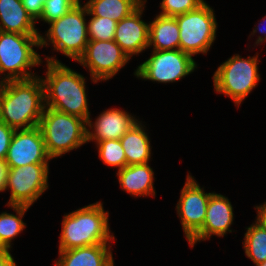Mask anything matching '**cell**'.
I'll return each mask as SVG.
<instances>
[{
    "instance_id": "cell-1",
    "label": "cell",
    "mask_w": 266,
    "mask_h": 266,
    "mask_svg": "<svg viewBox=\"0 0 266 266\" xmlns=\"http://www.w3.org/2000/svg\"><path fill=\"white\" fill-rule=\"evenodd\" d=\"M45 60L47 71L46 77L42 78L45 107L80 117L87 122L90 112L83 75L68 68L54 56Z\"/></svg>"
},
{
    "instance_id": "cell-2",
    "label": "cell",
    "mask_w": 266,
    "mask_h": 266,
    "mask_svg": "<svg viewBox=\"0 0 266 266\" xmlns=\"http://www.w3.org/2000/svg\"><path fill=\"white\" fill-rule=\"evenodd\" d=\"M45 108L42 77L4 82L0 94V121L14 129L39 126Z\"/></svg>"
},
{
    "instance_id": "cell-3",
    "label": "cell",
    "mask_w": 266,
    "mask_h": 266,
    "mask_svg": "<svg viewBox=\"0 0 266 266\" xmlns=\"http://www.w3.org/2000/svg\"><path fill=\"white\" fill-rule=\"evenodd\" d=\"M109 212L101 201L64 215L59 250L97 244H111L115 240L108 223Z\"/></svg>"
},
{
    "instance_id": "cell-4",
    "label": "cell",
    "mask_w": 266,
    "mask_h": 266,
    "mask_svg": "<svg viewBox=\"0 0 266 266\" xmlns=\"http://www.w3.org/2000/svg\"><path fill=\"white\" fill-rule=\"evenodd\" d=\"M40 35L0 31V75L4 73V77L1 76L2 81L36 77L30 70L43 62L34 50V47H40Z\"/></svg>"
},
{
    "instance_id": "cell-5",
    "label": "cell",
    "mask_w": 266,
    "mask_h": 266,
    "mask_svg": "<svg viewBox=\"0 0 266 266\" xmlns=\"http://www.w3.org/2000/svg\"><path fill=\"white\" fill-rule=\"evenodd\" d=\"M86 121L52 108L45 107L40 118L48 155L53 159L87 143Z\"/></svg>"
},
{
    "instance_id": "cell-6",
    "label": "cell",
    "mask_w": 266,
    "mask_h": 266,
    "mask_svg": "<svg viewBox=\"0 0 266 266\" xmlns=\"http://www.w3.org/2000/svg\"><path fill=\"white\" fill-rule=\"evenodd\" d=\"M88 10L81 1L64 16L49 23L46 34L40 35V48L53 45V50L63 53L74 61L84 54L89 42L87 34ZM50 42V43H48Z\"/></svg>"
},
{
    "instance_id": "cell-7",
    "label": "cell",
    "mask_w": 266,
    "mask_h": 266,
    "mask_svg": "<svg viewBox=\"0 0 266 266\" xmlns=\"http://www.w3.org/2000/svg\"><path fill=\"white\" fill-rule=\"evenodd\" d=\"M258 55L243 58L235 54L220 64L213 75L215 91L230 97L239 107L260 80Z\"/></svg>"
},
{
    "instance_id": "cell-8",
    "label": "cell",
    "mask_w": 266,
    "mask_h": 266,
    "mask_svg": "<svg viewBox=\"0 0 266 266\" xmlns=\"http://www.w3.org/2000/svg\"><path fill=\"white\" fill-rule=\"evenodd\" d=\"M175 18L179 27V49L191 56L206 54L216 39L218 27L210 5L204 1L196 9Z\"/></svg>"
},
{
    "instance_id": "cell-9",
    "label": "cell",
    "mask_w": 266,
    "mask_h": 266,
    "mask_svg": "<svg viewBox=\"0 0 266 266\" xmlns=\"http://www.w3.org/2000/svg\"><path fill=\"white\" fill-rule=\"evenodd\" d=\"M193 57L180 49L152 51V55L138 66L137 78L159 83H172L183 79L197 67Z\"/></svg>"
},
{
    "instance_id": "cell-10",
    "label": "cell",
    "mask_w": 266,
    "mask_h": 266,
    "mask_svg": "<svg viewBox=\"0 0 266 266\" xmlns=\"http://www.w3.org/2000/svg\"><path fill=\"white\" fill-rule=\"evenodd\" d=\"M48 163L9 167L5 190L10 189L9 205L32 206L48 189Z\"/></svg>"
},
{
    "instance_id": "cell-11",
    "label": "cell",
    "mask_w": 266,
    "mask_h": 266,
    "mask_svg": "<svg viewBox=\"0 0 266 266\" xmlns=\"http://www.w3.org/2000/svg\"><path fill=\"white\" fill-rule=\"evenodd\" d=\"M130 59L114 41L89 40L78 63L87 67L94 83L115 76Z\"/></svg>"
},
{
    "instance_id": "cell-12",
    "label": "cell",
    "mask_w": 266,
    "mask_h": 266,
    "mask_svg": "<svg viewBox=\"0 0 266 266\" xmlns=\"http://www.w3.org/2000/svg\"><path fill=\"white\" fill-rule=\"evenodd\" d=\"M212 193H205L189 173L181 189L176 206L184 234L189 240L204 224L208 200Z\"/></svg>"
},
{
    "instance_id": "cell-13",
    "label": "cell",
    "mask_w": 266,
    "mask_h": 266,
    "mask_svg": "<svg viewBox=\"0 0 266 266\" xmlns=\"http://www.w3.org/2000/svg\"><path fill=\"white\" fill-rule=\"evenodd\" d=\"M44 138L39 126L15 129L5 158L9 167H22L35 163H49Z\"/></svg>"
},
{
    "instance_id": "cell-14",
    "label": "cell",
    "mask_w": 266,
    "mask_h": 266,
    "mask_svg": "<svg viewBox=\"0 0 266 266\" xmlns=\"http://www.w3.org/2000/svg\"><path fill=\"white\" fill-rule=\"evenodd\" d=\"M234 220L233 206L228 197L212 192L207 205L203 226L188 240L194 247L197 242L210 239L213 235L223 237L230 230Z\"/></svg>"
},
{
    "instance_id": "cell-15",
    "label": "cell",
    "mask_w": 266,
    "mask_h": 266,
    "mask_svg": "<svg viewBox=\"0 0 266 266\" xmlns=\"http://www.w3.org/2000/svg\"><path fill=\"white\" fill-rule=\"evenodd\" d=\"M146 1L116 25L114 41L129 59L148 49L149 23L141 19Z\"/></svg>"
},
{
    "instance_id": "cell-16",
    "label": "cell",
    "mask_w": 266,
    "mask_h": 266,
    "mask_svg": "<svg viewBox=\"0 0 266 266\" xmlns=\"http://www.w3.org/2000/svg\"><path fill=\"white\" fill-rule=\"evenodd\" d=\"M139 121L122 109H107L99 114L95 122L91 118L87 120V142L94 141L97 144L103 140L120 139Z\"/></svg>"
},
{
    "instance_id": "cell-17",
    "label": "cell",
    "mask_w": 266,
    "mask_h": 266,
    "mask_svg": "<svg viewBox=\"0 0 266 266\" xmlns=\"http://www.w3.org/2000/svg\"><path fill=\"white\" fill-rule=\"evenodd\" d=\"M110 244H97L85 247L59 250L55 266H114Z\"/></svg>"
},
{
    "instance_id": "cell-18",
    "label": "cell",
    "mask_w": 266,
    "mask_h": 266,
    "mask_svg": "<svg viewBox=\"0 0 266 266\" xmlns=\"http://www.w3.org/2000/svg\"><path fill=\"white\" fill-rule=\"evenodd\" d=\"M149 164L127 165L119 170L120 187L133 197L156 196L154 185V171Z\"/></svg>"
},
{
    "instance_id": "cell-19",
    "label": "cell",
    "mask_w": 266,
    "mask_h": 266,
    "mask_svg": "<svg viewBox=\"0 0 266 266\" xmlns=\"http://www.w3.org/2000/svg\"><path fill=\"white\" fill-rule=\"evenodd\" d=\"M0 31L39 34L35 21L27 13L22 0H0Z\"/></svg>"
},
{
    "instance_id": "cell-20",
    "label": "cell",
    "mask_w": 266,
    "mask_h": 266,
    "mask_svg": "<svg viewBox=\"0 0 266 266\" xmlns=\"http://www.w3.org/2000/svg\"><path fill=\"white\" fill-rule=\"evenodd\" d=\"M179 27L175 17L156 15L149 23L148 47L153 50L179 49Z\"/></svg>"
},
{
    "instance_id": "cell-21",
    "label": "cell",
    "mask_w": 266,
    "mask_h": 266,
    "mask_svg": "<svg viewBox=\"0 0 266 266\" xmlns=\"http://www.w3.org/2000/svg\"><path fill=\"white\" fill-rule=\"evenodd\" d=\"M143 126L139 121L120 138L127 165L147 164L150 162V138Z\"/></svg>"
},
{
    "instance_id": "cell-22",
    "label": "cell",
    "mask_w": 266,
    "mask_h": 266,
    "mask_svg": "<svg viewBox=\"0 0 266 266\" xmlns=\"http://www.w3.org/2000/svg\"><path fill=\"white\" fill-rule=\"evenodd\" d=\"M145 0H88L85 6L88 16L105 17L120 22L129 16Z\"/></svg>"
},
{
    "instance_id": "cell-23",
    "label": "cell",
    "mask_w": 266,
    "mask_h": 266,
    "mask_svg": "<svg viewBox=\"0 0 266 266\" xmlns=\"http://www.w3.org/2000/svg\"><path fill=\"white\" fill-rule=\"evenodd\" d=\"M17 214L2 212L0 214V250H10L12 240L25 228L23 222L25 212L30 208L23 205H9Z\"/></svg>"
},
{
    "instance_id": "cell-24",
    "label": "cell",
    "mask_w": 266,
    "mask_h": 266,
    "mask_svg": "<svg viewBox=\"0 0 266 266\" xmlns=\"http://www.w3.org/2000/svg\"><path fill=\"white\" fill-rule=\"evenodd\" d=\"M246 229L243 241L245 255L255 265L261 264L266 261V227L256 219Z\"/></svg>"
},
{
    "instance_id": "cell-25",
    "label": "cell",
    "mask_w": 266,
    "mask_h": 266,
    "mask_svg": "<svg viewBox=\"0 0 266 266\" xmlns=\"http://www.w3.org/2000/svg\"><path fill=\"white\" fill-rule=\"evenodd\" d=\"M99 158L105 165L116 167L118 171L127 166L126 156L120 139L103 140L96 144Z\"/></svg>"
},
{
    "instance_id": "cell-26",
    "label": "cell",
    "mask_w": 266,
    "mask_h": 266,
    "mask_svg": "<svg viewBox=\"0 0 266 266\" xmlns=\"http://www.w3.org/2000/svg\"><path fill=\"white\" fill-rule=\"evenodd\" d=\"M87 23L89 40H114L117 22L110 18L91 16Z\"/></svg>"
},
{
    "instance_id": "cell-27",
    "label": "cell",
    "mask_w": 266,
    "mask_h": 266,
    "mask_svg": "<svg viewBox=\"0 0 266 266\" xmlns=\"http://www.w3.org/2000/svg\"><path fill=\"white\" fill-rule=\"evenodd\" d=\"M79 2L80 0H45L43 12L39 19L49 24L64 16Z\"/></svg>"
},
{
    "instance_id": "cell-28",
    "label": "cell",
    "mask_w": 266,
    "mask_h": 266,
    "mask_svg": "<svg viewBox=\"0 0 266 266\" xmlns=\"http://www.w3.org/2000/svg\"><path fill=\"white\" fill-rule=\"evenodd\" d=\"M204 0H162L159 15L175 17L196 9Z\"/></svg>"
},
{
    "instance_id": "cell-29",
    "label": "cell",
    "mask_w": 266,
    "mask_h": 266,
    "mask_svg": "<svg viewBox=\"0 0 266 266\" xmlns=\"http://www.w3.org/2000/svg\"><path fill=\"white\" fill-rule=\"evenodd\" d=\"M15 129L0 121V159L5 160Z\"/></svg>"
},
{
    "instance_id": "cell-30",
    "label": "cell",
    "mask_w": 266,
    "mask_h": 266,
    "mask_svg": "<svg viewBox=\"0 0 266 266\" xmlns=\"http://www.w3.org/2000/svg\"><path fill=\"white\" fill-rule=\"evenodd\" d=\"M22 4L27 13L37 22L43 12L45 0H22Z\"/></svg>"
},
{
    "instance_id": "cell-31",
    "label": "cell",
    "mask_w": 266,
    "mask_h": 266,
    "mask_svg": "<svg viewBox=\"0 0 266 266\" xmlns=\"http://www.w3.org/2000/svg\"><path fill=\"white\" fill-rule=\"evenodd\" d=\"M9 166L5 160L0 159V192L5 191L7 184Z\"/></svg>"
},
{
    "instance_id": "cell-32",
    "label": "cell",
    "mask_w": 266,
    "mask_h": 266,
    "mask_svg": "<svg viewBox=\"0 0 266 266\" xmlns=\"http://www.w3.org/2000/svg\"><path fill=\"white\" fill-rule=\"evenodd\" d=\"M0 266H17L10 250H0Z\"/></svg>"
},
{
    "instance_id": "cell-33",
    "label": "cell",
    "mask_w": 266,
    "mask_h": 266,
    "mask_svg": "<svg viewBox=\"0 0 266 266\" xmlns=\"http://www.w3.org/2000/svg\"><path fill=\"white\" fill-rule=\"evenodd\" d=\"M262 21H264V23L260 21L259 25L256 26V28L252 31L253 33L250 34V36H251V35H252V36L255 35V33H257V30H258L260 33H262L263 36H261V35L258 36V38H257V40H256V42H255L256 45H258V44H260V43H264L265 40H266V26H265L264 28H263V26H262V24H265V23H266V16L263 18ZM260 25H261V26H260ZM262 28H263V29H262Z\"/></svg>"
},
{
    "instance_id": "cell-34",
    "label": "cell",
    "mask_w": 266,
    "mask_h": 266,
    "mask_svg": "<svg viewBox=\"0 0 266 266\" xmlns=\"http://www.w3.org/2000/svg\"><path fill=\"white\" fill-rule=\"evenodd\" d=\"M257 209V220L266 227V202L256 206Z\"/></svg>"
},
{
    "instance_id": "cell-35",
    "label": "cell",
    "mask_w": 266,
    "mask_h": 266,
    "mask_svg": "<svg viewBox=\"0 0 266 266\" xmlns=\"http://www.w3.org/2000/svg\"><path fill=\"white\" fill-rule=\"evenodd\" d=\"M3 86H4V81L0 80V94H1Z\"/></svg>"
},
{
    "instance_id": "cell-36",
    "label": "cell",
    "mask_w": 266,
    "mask_h": 266,
    "mask_svg": "<svg viewBox=\"0 0 266 266\" xmlns=\"http://www.w3.org/2000/svg\"><path fill=\"white\" fill-rule=\"evenodd\" d=\"M256 266H266V261H264L263 263L258 264V265H256Z\"/></svg>"
}]
</instances>
